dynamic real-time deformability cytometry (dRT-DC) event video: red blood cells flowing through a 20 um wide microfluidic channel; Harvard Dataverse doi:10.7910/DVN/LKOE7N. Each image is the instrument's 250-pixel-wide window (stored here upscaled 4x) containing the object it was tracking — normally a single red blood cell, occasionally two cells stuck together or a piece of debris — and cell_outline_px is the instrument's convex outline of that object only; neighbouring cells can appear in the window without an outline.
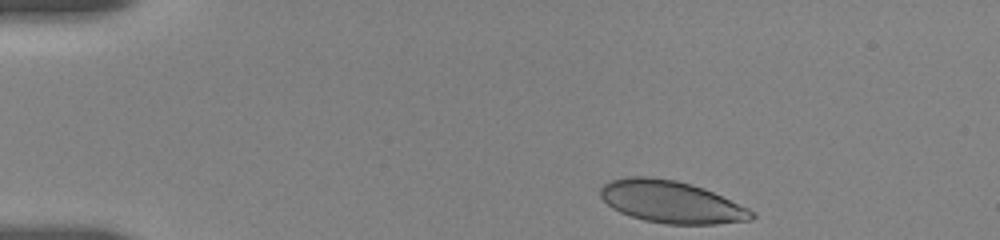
{"species": "human", "species_latin": "Homo sapiens", "temperature_condition": "room temperature", "stored_images_in_passage": 24, "camera_frame_rate_fps": 3000, "um_per_image_px": 0.085, "donor": {"sex": "female"}, "frame": {"image": 1, "passage_image": 1, "time_ms": 0.0, "image_size_px": [1000, 240], "cell_outline_px": [[756, 216], [752, 220], [716, 224], [668, 224], [644, 220], [620, 212], [612, 208], [600, 196], [600, 188], [604, 184], [612, 180], [628, 176], [648, 176], [676, 180], [692, 184], [704, 188], [748, 208], [756, 212]], "centroid_in_image_um": [57.07, 17.16], "position_along_channel_um": 27.9, "area_um2": 37.17}}
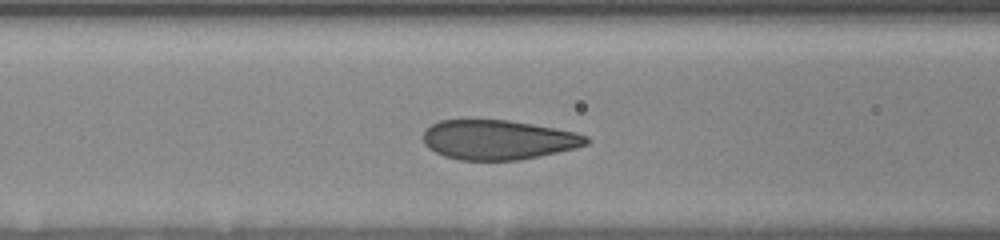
{"frame": {"image": 2, "passage_image": 14, "time_ms": 4.667, "image_size_px": [1000, 240], "cell_outline_px": [[592, 140], [588, 144], [576, 148], [540, 156], [520, 160], [460, 160], [444, 156], [428, 148], [424, 144], [424, 132], [432, 124], [440, 120], [508, 120], [532, 124], [576, 132], [588, 136]], "centroid_in_image_um": [42.38, 11.89], "position_along_channel_um": 124.2, "area_um2": 37.69}}
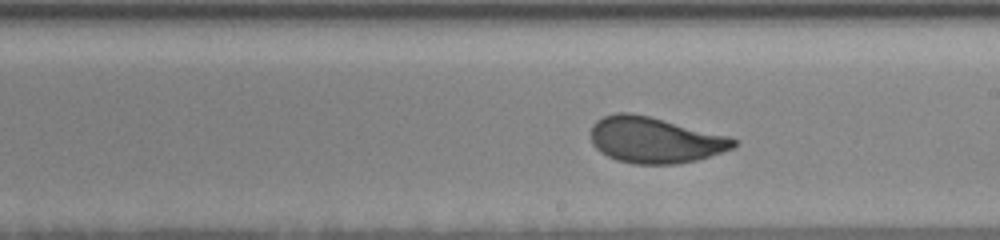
{"frame": {"image": 3, "passage_image": 23, "time_ms": 7.667, "image_size_px": [1000, 240], "cell_outline_px": [[736, 144], [732, 148], [696, 160], [676, 164], [632, 164], [616, 160], [600, 152], [592, 144], [592, 124], [596, 120], [604, 116], [616, 112], [628, 112], [648, 116], [732, 136], [736, 140]], "centroid_in_image_um": [55.65, 11.9], "position_along_channel_um": 233.4, "area_um2": 38.26}}